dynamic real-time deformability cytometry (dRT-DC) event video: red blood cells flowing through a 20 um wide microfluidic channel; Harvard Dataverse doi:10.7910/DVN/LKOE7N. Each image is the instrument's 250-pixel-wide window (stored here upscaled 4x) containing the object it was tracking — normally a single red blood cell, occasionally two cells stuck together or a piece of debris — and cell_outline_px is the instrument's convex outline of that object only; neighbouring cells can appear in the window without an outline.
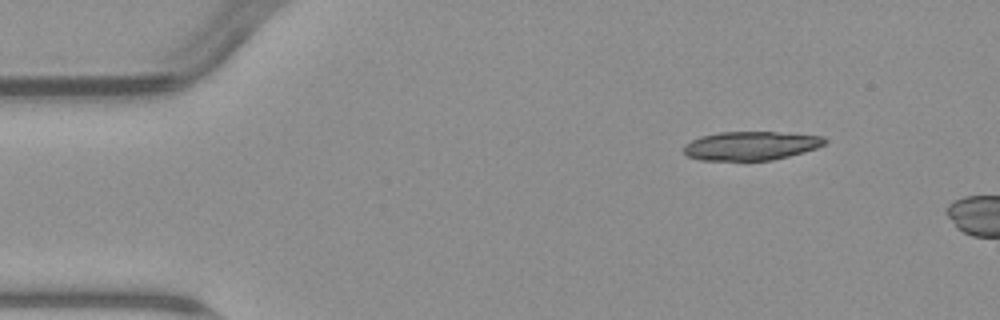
{"species": "common noctule bat (a hibernating species)", "species_latin": "Nyctalus noctula", "temperature_condition": "warm", "stored_images_in_passage": 2, "camera_frame_rate_fps": 3000, "um_per_image_px": 0.085, "animal": {"sex": "male", "body_mass_g": 23.1, "forearm_length_mm": 52.7}, "frame": {"image": 1, "passage_image": 1, "time_ms": 0.0, "image_size_px": [1000, 320], "cell_outline_px": [[828, 140], [824, 144], [816, 148], [804, 152], [772, 160], [700, 160], [688, 156], [684, 152], [684, 144], [700, 136], [720, 132], [776, 132], [824, 136]], "centroid_in_image_um": [63.83, 12.38], "position_along_channel_um": 21.2, "area_um2": 23.58}}